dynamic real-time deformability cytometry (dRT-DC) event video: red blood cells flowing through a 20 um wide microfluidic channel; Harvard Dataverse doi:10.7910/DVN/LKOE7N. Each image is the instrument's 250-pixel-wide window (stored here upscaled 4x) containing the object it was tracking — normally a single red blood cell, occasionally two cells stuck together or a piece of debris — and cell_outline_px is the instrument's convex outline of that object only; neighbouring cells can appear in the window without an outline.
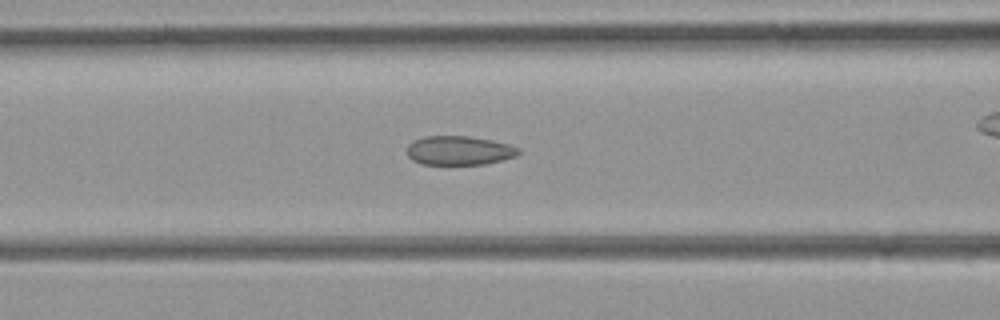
{"species": "common noctule bat (a hibernating species)", "species_latin": "Nyctalus noctula", "temperature_condition": "room temperature", "stored_images_in_passage": 42, "camera_frame_rate_fps": 3000, "um_per_image_px": 0.085, "animal": {"sex": "female", "body_mass_g": 21.9}, "frame": {"image": 1, "passage_image": 12, "time_ms": 3.667, "image_size_px": [1000, 320], "cell_outline_px": [[520, 152], [516, 156], [484, 164], [420, 164], [412, 160], [408, 156], [408, 144], [412, 140], [424, 136], [468, 136], [492, 140], [508, 144], [520, 148]], "centroid_in_image_um": [39.0, 12.78], "position_along_channel_um": 127.6, "area_um2": 18.9}}
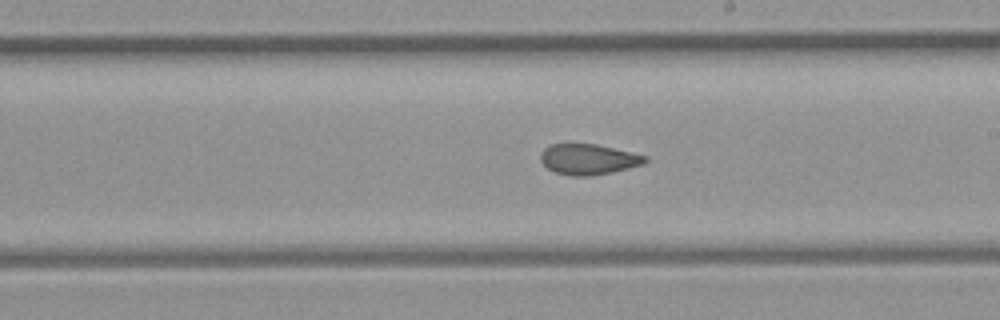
{"frame": {"image": 2, "passage_image": 20, "time_ms": 6.333, "image_size_px": [1000, 320], "cell_outline_px": [[648, 160], [644, 164], [612, 172], [592, 176], [572, 176], [556, 172], [548, 168], [540, 160], [540, 152], [544, 148], [552, 144], [596, 144], [648, 156]], "centroid_in_image_um": [50.02, 13.54], "position_along_channel_um": 239.0, "area_um2": 18.61}}
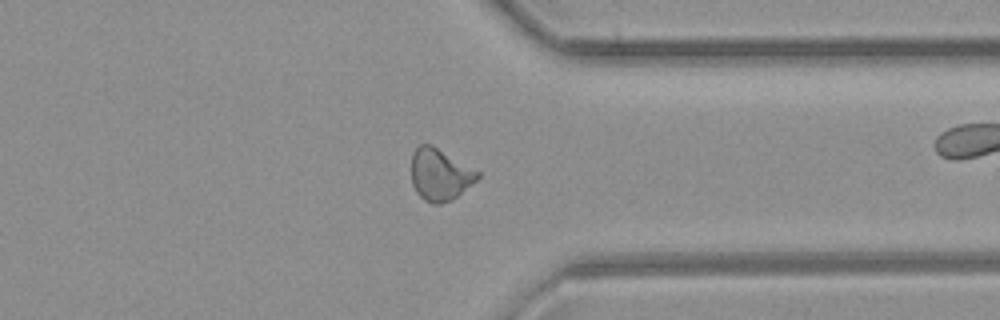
{"frame": {"image": 3, "passage_image": 30, "time_ms": 9.667, "image_size_px": [1000, 320], "cell_outline_px": [[480, 176], [476, 180], [452, 200], [440, 204], [432, 204], [424, 200], [416, 192], [412, 184], [412, 152], [420, 144], [432, 144], [480, 172]], "centroid_in_image_um": [37.38, 14.84], "position_along_channel_um": 374.0, "area_um2": 20.0}}